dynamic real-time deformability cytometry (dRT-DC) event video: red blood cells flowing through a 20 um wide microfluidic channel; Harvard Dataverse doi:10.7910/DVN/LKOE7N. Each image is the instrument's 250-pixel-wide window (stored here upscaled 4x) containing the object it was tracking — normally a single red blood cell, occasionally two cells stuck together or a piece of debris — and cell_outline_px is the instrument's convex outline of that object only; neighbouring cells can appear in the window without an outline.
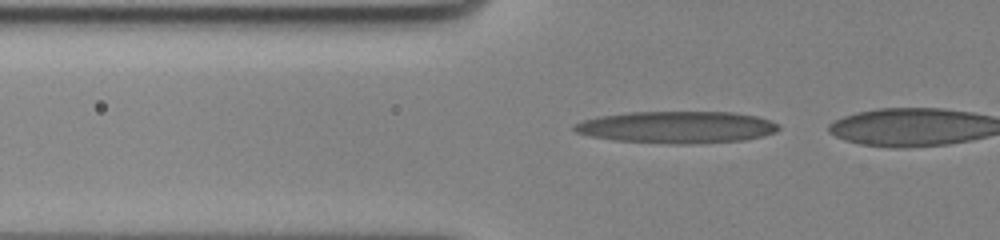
{"species": "human", "species_latin": "Homo sapiens", "temperature_condition": "cold", "stored_images_in_passage": 34, "camera_frame_rate_fps": 3000, "um_per_image_px": 0.085, "donor": {"sex": "female"}, "frame": {"image": 1, "passage_image": 3, "time_ms": 0.667, "image_size_px": [1000, 240], "cell_outline_px": [[780, 128], [776, 132], [764, 136], [744, 140], [684, 144], [672, 144], [616, 140], [592, 136], [576, 132], [572, 128], [576, 124], [584, 120], [600, 116], [628, 112], [732, 112], [756, 116], [780, 124]], "centroid_in_image_um": [57.58, 10.81], "position_along_channel_um": 68.2, "area_um2": 37.86}}
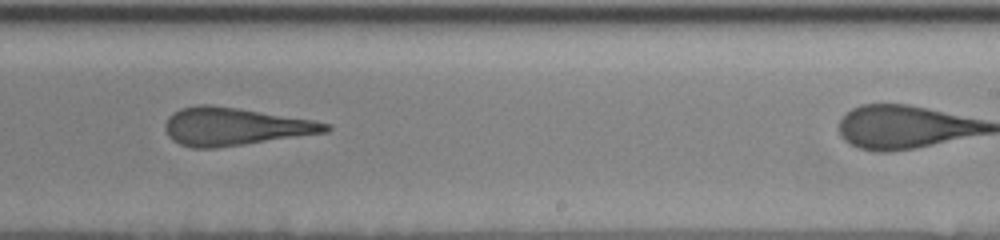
{"frame": {"image": 2, "passage_image": 21, "time_ms": 6.667, "image_size_px": [1000, 240], "cell_outline_px": [[332, 128], [328, 132], [216, 148], [192, 148], [180, 144], [172, 140], [168, 136], [164, 128], [164, 124], [168, 116], [180, 108], [196, 104], [208, 104], [236, 108], [312, 120], [332, 124]], "centroid_in_image_um": [19.91, 10.76], "position_along_channel_um": 269.1, "area_um2": 35.26}}
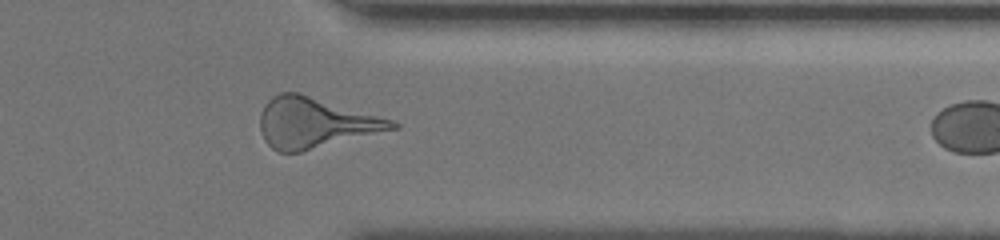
{"frame": {"image": 3, "passage_image": 31, "time_ms": 10.0, "image_size_px": [1000, 240], "cell_outline_px": [[400, 128], [300, 152], [280, 152], [272, 148], [264, 140], [260, 132], [260, 112], [264, 104], [272, 96], [280, 92], [300, 92], [392, 120], [400, 124]], "centroid_in_image_um": [26.76, 10.43], "position_along_channel_um": 384.6, "area_um2": 38.9}}